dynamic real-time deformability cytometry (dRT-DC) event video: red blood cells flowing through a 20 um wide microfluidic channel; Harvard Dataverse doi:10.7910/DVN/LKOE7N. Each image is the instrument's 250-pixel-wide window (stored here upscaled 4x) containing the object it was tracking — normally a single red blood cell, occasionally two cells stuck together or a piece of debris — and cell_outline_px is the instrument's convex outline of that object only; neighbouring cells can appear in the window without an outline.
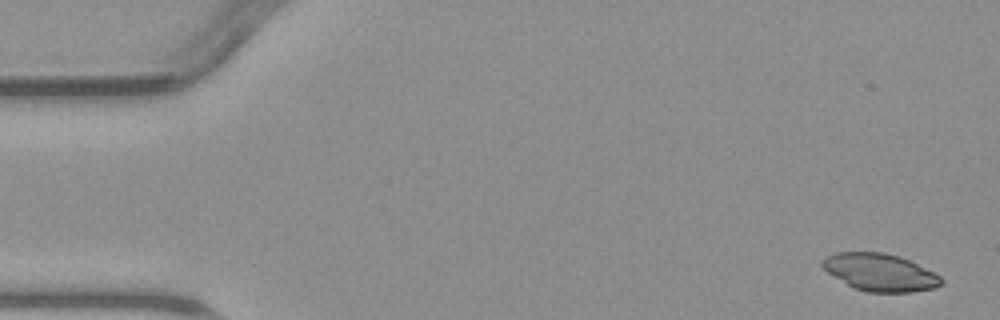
{"species": "common noctule bat (a hibernating species)", "species_latin": "Nyctalus noctula", "temperature_condition": "warm", "stored_images_in_passage": 5, "camera_frame_rate_fps": 3000, "um_per_image_px": 0.085, "animal": {"sex": "male", "body_mass_g": 23.1, "forearm_length_mm": 52.7}, "frame": {"image": 1, "passage_image": 1, "time_ms": 0.0, "image_size_px": [1000, 320], "cell_outline_px": [[944, 284], [932, 288], [912, 292], [868, 292], [856, 288], [848, 284], [828, 272], [820, 264], [820, 260], [824, 256], [836, 252], [884, 252], [900, 256], [940, 276], [944, 280]], "centroid_in_image_um": [74.78, 23.13], "position_along_channel_um": 10.2, "area_um2": 25.72}}